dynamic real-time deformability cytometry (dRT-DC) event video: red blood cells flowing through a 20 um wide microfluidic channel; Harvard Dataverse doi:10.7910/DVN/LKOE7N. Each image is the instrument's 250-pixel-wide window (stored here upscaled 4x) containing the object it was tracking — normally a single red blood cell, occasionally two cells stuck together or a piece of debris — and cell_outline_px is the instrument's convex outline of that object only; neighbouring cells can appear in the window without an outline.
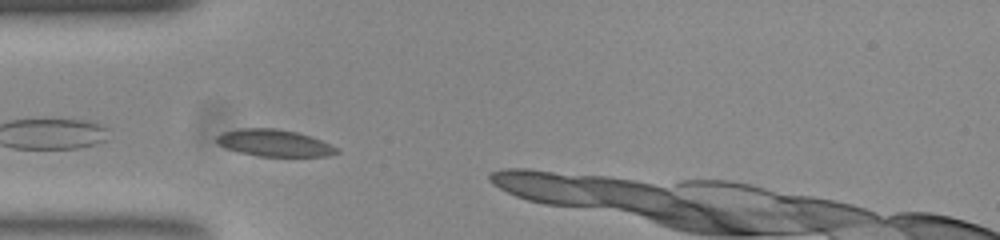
{"species": "common noctule bat (a hibernating species)", "species_latin": "Nyctalus noctula", "temperature_condition": "room temperature", "stored_images_in_passage": 9, "camera_frame_rate_fps": 3000, "um_per_image_px": 0.085, "animal": {"sex": "female", "body_mass_g": 23.0, "forearm_length_mm": 53.4}, "frame": {"image": 1, "passage_image": 2, "time_ms": 0.333, "image_size_px": [1000, 240], "cell_outline_px": [[340, 152], [328, 156], [260, 156], [240, 152], [228, 148], [220, 144], [216, 140], [216, 136], [224, 132], [244, 128], [272, 128], [296, 132], [320, 140], [336, 148]], "centroid_in_image_um": [23.31, 12.16], "position_along_channel_um": 61.7, "area_um2": 18.26}}